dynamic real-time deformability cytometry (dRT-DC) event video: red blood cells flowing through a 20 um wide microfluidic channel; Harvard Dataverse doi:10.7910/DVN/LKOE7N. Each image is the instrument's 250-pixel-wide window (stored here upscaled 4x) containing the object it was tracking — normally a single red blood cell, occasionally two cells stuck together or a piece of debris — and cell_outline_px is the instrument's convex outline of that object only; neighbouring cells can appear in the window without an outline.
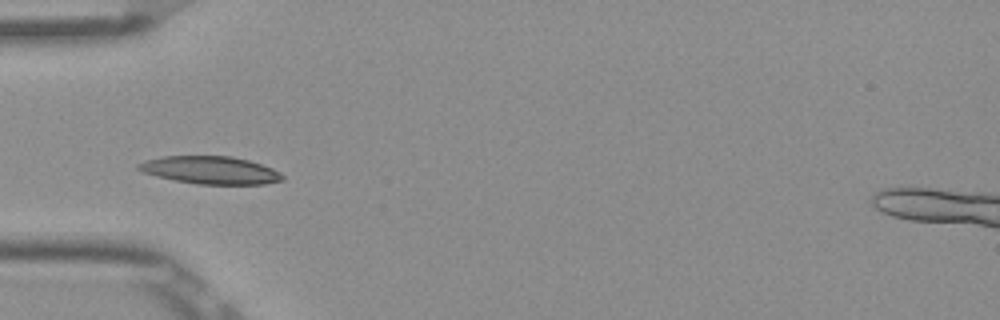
{"species": "Egyptian fruit bat (a non-hibernating species)", "species_latin": "Rousettus aegyptiacus", "temperature_condition": "room temperature", "stored_images_in_passage": 29, "camera_frame_rate_fps": 3000, "um_per_image_px": 0.085, "frame": {"image": 1, "passage_image": 1, "time_ms": 0.0, "image_size_px": [1000, 320], "cell_outline_px": [[284, 180], [264, 184], [196, 184], [156, 176], [144, 172], [136, 168], [136, 164], [144, 160], [164, 156], [232, 156], [248, 160], [272, 168], [280, 172], [284, 176]], "centroid_in_image_um": [17.88, 14.46], "position_along_channel_um": 67.1, "area_um2": 23.24}}
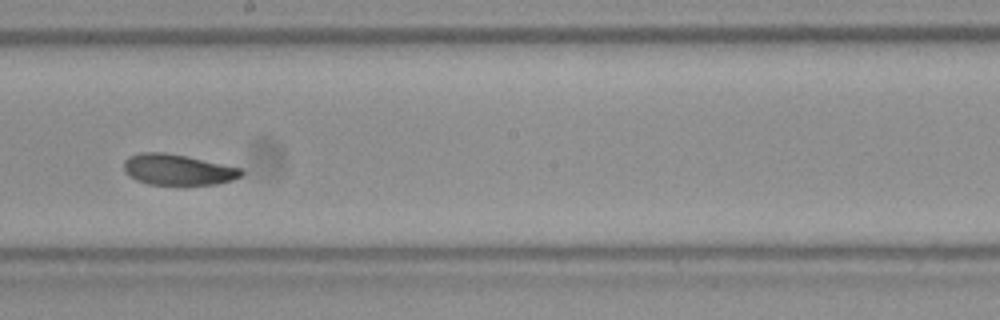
{"frame": {"image": 2, "passage_image": 14, "time_ms": 4.333, "image_size_px": [1000, 320], "cell_outline_px": [[244, 172], [240, 176], [232, 180], [216, 184], [148, 184], [136, 180], [128, 176], [124, 172], [124, 160], [128, 156], [140, 152], [164, 152], [184, 156], [240, 168]], "centroid_in_image_um": [15.04, 14.42], "position_along_channel_um": 233.2, "area_um2": 20.87}}
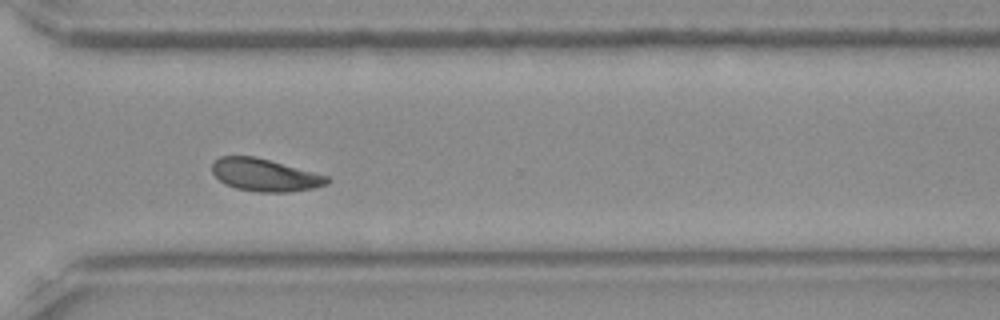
{"frame": {"image": 3, "passage_image": 23, "time_ms": 7.333, "image_size_px": [1000, 320], "cell_outline_px": [[332, 180], [328, 184], [312, 188], [288, 192], [260, 192], [236, 188], [224, 184], [212, 172], [212, 164], [220, 156], [256, 156], [328, 176]], "centroid_in_image_um": [22.52, 14.87], "position_along_channel_um": 348.1, "area_um2": 21.73}, "authors_computed_cell_mechanics": {"area_um2": 21.675, "velocity_mm_per_s": 3.8398, "shape_relaxation_time_tau1_ms": 3.4194, "shape_relaxation_time_tau2_ms": 3.4825, "deformation_change_tau1": 0.1009, "deformation_change_tau2": 0.087}}